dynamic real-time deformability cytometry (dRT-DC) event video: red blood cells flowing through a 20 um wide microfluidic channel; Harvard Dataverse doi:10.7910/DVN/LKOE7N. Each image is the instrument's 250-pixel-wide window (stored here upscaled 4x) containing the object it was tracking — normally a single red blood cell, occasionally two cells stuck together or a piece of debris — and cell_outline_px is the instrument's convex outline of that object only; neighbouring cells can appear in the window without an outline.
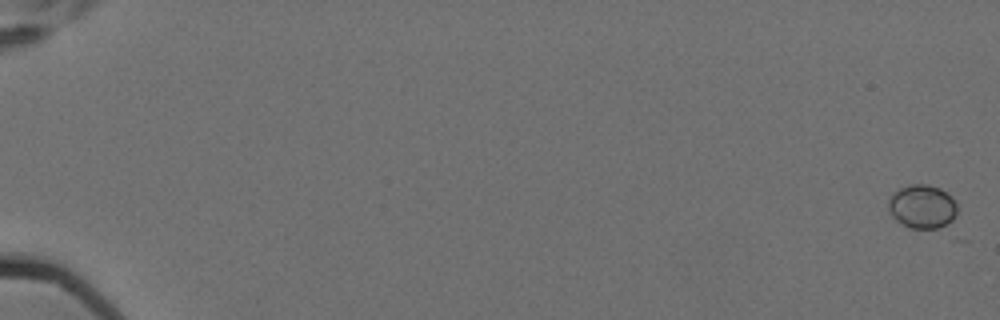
{"species": "Egyptian fruit bat (a non-hibernating species)", "species_latin": "Rousettus aegyptiacus", "temperature_condition": "cold", "stored_images_in_passage": 9, "camera_frame_rate_fps": 3000, "um_per_image_px": 0.085, "animal": {"sex": "female"}, "frame": {"image": 1, "passage_image": 1, "time_ms": 0.0, "image_size_px": [1000, 320], "cell_outline_px": [[956, 216], [948, 228], [908, 228], [896, 220], [892, 216], [888, 208], [888, 200], [892, 192], [908, 184], [928, 184], [940, 188], [956, 204]], "centroid_in_image_um": [78.38, 17.58], "position_along_channel_um": 6.6, "area_um2": 17.8}}
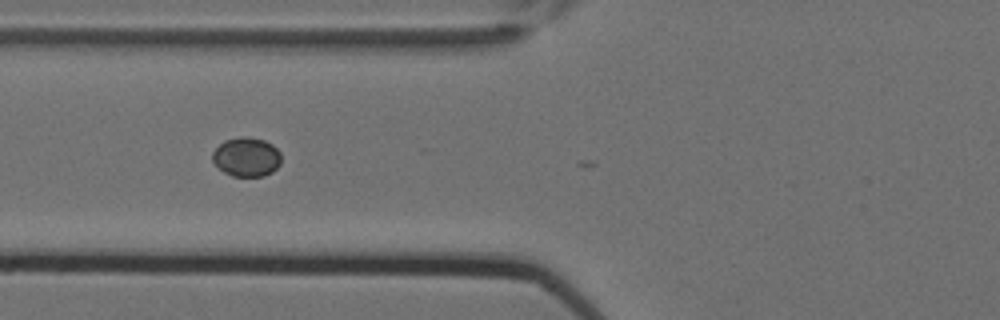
{"frame": {"image": 2, "passage_image": 8, "time_ms": 2.333, "image_size_px": [1000, 320], "cell_outline_px": [[280, 164], [272, 172], [264, 176], [232, 176], [224, 172], [212, 160], [212, 152], [224, 140], [240, 136], [248, 136], [264, 140], [272, 144], [280, 152]], "centroid_in_image_um": [20.95, 13.33], "position_along_channel_um": 104.8, "area_um2": 15.72}}
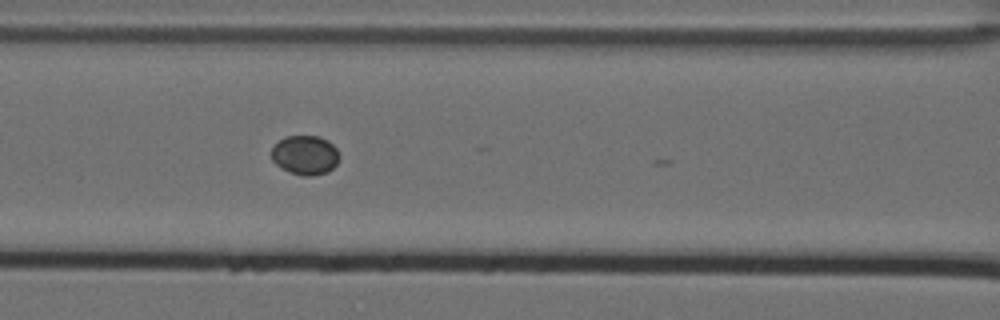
{"frame": {"image": 3, "passage_image": 9, "time_ms": 2.667, "image_size_px": [1000, 320], "cell_outline_px": [[340, 156], [336, 164], [328, 172], [312, 176], [304, 176], [280, 168], [272, 160], [272, 148], [284, 136], [320, 136], [328, 140], [336, 148]], "centroid_in_image_um": [25.95, 13.18], "position_along_channel_um": 140.7, "area_um2": 15.55}}